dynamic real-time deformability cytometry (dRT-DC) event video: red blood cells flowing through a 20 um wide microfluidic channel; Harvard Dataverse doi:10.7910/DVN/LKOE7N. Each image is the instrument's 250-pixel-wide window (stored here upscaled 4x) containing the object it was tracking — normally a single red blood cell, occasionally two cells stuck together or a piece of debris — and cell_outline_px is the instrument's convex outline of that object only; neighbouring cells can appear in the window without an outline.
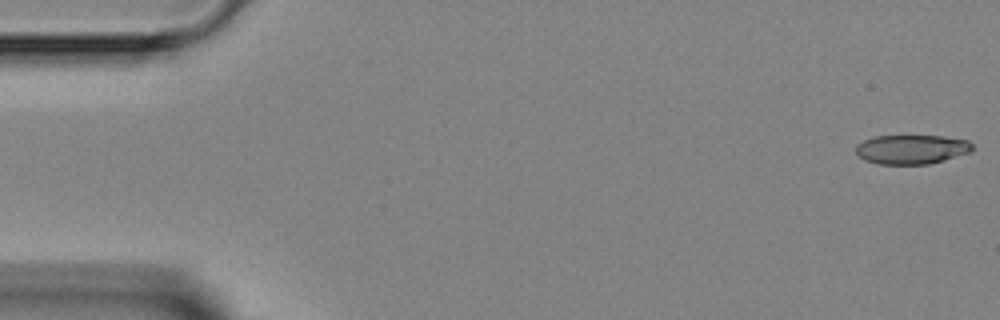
{"species": "Egyptian fruit bat (a non-hibernating species)", "species_latin": "Rousettus aegyptiacus", "temperature_condition": "room temperature", "stored_images_in_passage": 3, "camera_frame_rate_fps": 3000, "um_per_image_px": 0.085, "animal": {"sex": "female"}, "frame": {"image": 1, "passage_image": 1, "time_ms": 0.0, "image_size_px": [1000, 320], "cell_outline_px": [[976, 148], [972, 152], [944, 160], [928, 164], [876, 164], [864, 160], [856, 152], [856, 144], [872, 136], [944, 136], [968, 140]], "centroid_in_image_um": [77.51, 12.69], "position_along_channel_um": 7.5, "area_um2": 20.11}}